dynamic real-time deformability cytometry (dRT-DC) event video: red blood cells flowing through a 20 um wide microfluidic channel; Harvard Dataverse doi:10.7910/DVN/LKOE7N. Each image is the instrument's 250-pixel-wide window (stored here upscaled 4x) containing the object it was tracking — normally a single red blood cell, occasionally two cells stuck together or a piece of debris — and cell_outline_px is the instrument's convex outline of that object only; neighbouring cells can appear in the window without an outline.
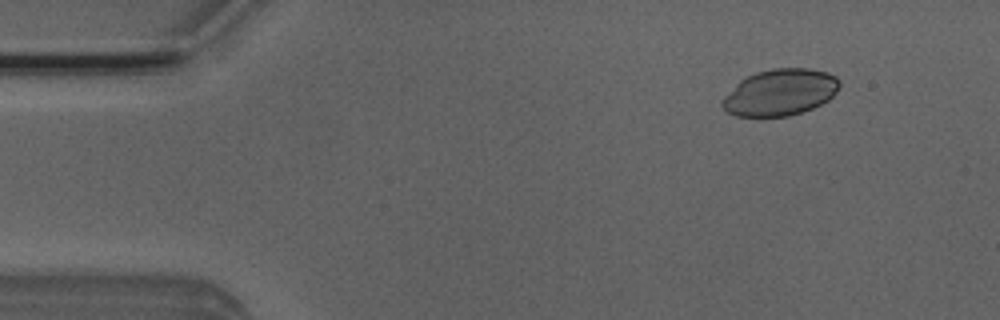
{"species": "Egyptian fruit bat (a non-hibernating species)", "species_latin": "Rousettus aegyptiacus", "temperature_condition": "room temperature", "stored_images_in_passage": 4, "camera_frame_rate_fps": 3000, "um_per_image_px": 0.085, "animal": {"sex": "male"}, "frame": {"image": 1, "passage_image": 1, "time_ms": 0.0, "image_size_px": [1000, 320], "cell_outline_px": [[840, 88], [828, 100], [812, 108], [788, 116], [736, 116], [728, 112], [720, 104], [720, 100], [740, 80], [756, 72], [772, 68], [808, 68], [828, 72], [836, 76], [840, 80]], "centroid_in_image_um": [66.32, 7.84], "position_along_channel_um": 18.7, "area_um2": 31.79}}